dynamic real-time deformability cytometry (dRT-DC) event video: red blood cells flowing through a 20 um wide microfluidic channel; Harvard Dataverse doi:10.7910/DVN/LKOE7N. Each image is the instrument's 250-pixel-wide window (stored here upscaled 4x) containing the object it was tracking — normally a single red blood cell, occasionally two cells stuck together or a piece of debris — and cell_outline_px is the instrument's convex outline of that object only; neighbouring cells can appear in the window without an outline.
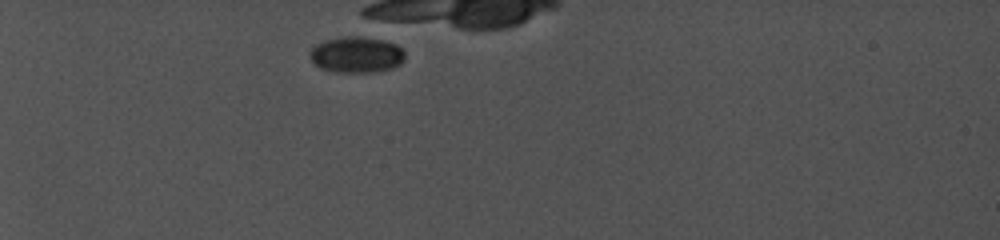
{"species": "common noctule bat (a hibernating species)", "species_latin": "Nyctalus noctula", "temperature_condition": "cold", "stored_images_in_passage": 33, "camera_frame_rate_fps": 5000, "um_per_image_px": 0.085, "animal": {"sex": "female", "body_mass_g": 19.0, "forearm_length_mm": 56.7}, "frame": {"image": 1, "passage_image": 1, "time_ms": 0.0, "image_size_px": [1000, 240], "cell_outline_px": [[404, 56], [400, 64], [392, 68], [372, 72], [336, 72], [320, 68], [312, 60], [312, 48], [328, 40], [380, 40], [396, 44], [404, 52]], "centroid_in_image_um": [30.35, 4.73], "position_along_channel_um": 54.7, "area_um2": 18.44}}
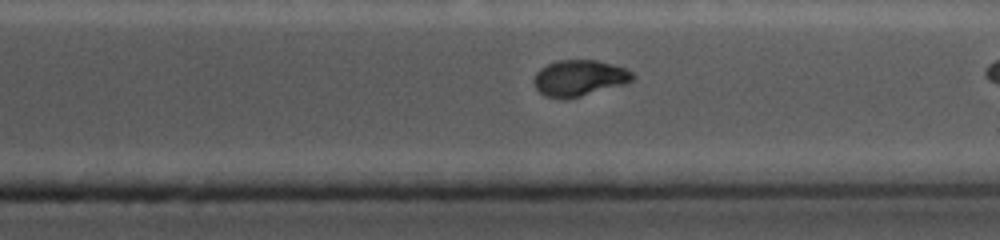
{"frame": {"image": 2, "passage_image": 29, "time_ms": 9.4, "image_size_px": [1000, 240], "cell_outline_px": [[632, 80], [624, 84], [580, 96], [564, 100], [560, 100], [544, 96], [536, 88], [532, 80], [536, 72], [540, 68], [548, 64], [560, 60], [596, 60], [624, 68], [632, 72]], "centroid_in_image_um": [49.17, 6.65], "position_along_channel_um": 362.2, "area_um2": 20.63}}
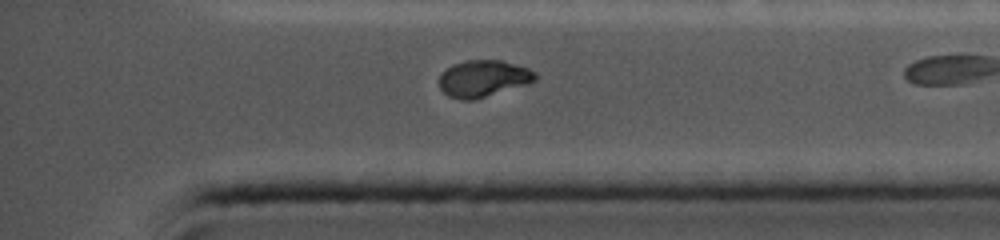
{"frame": {"image": 3, "passage_image": 31, "time_ms": 10.2, "image_size_px": [1000, 240], "cell_outline_px": [[536, 80], [528, 84], [472, 100], [464, 100], [448, 96], [440, 88], [440, 76], [452, 64], [464, 60], [500, 60], [528, 68], [536, 72]], "centroid_in_image_um": [41.09, 6.67], "position_along_channel_um": 394.1, "area_um2": 20.35}}